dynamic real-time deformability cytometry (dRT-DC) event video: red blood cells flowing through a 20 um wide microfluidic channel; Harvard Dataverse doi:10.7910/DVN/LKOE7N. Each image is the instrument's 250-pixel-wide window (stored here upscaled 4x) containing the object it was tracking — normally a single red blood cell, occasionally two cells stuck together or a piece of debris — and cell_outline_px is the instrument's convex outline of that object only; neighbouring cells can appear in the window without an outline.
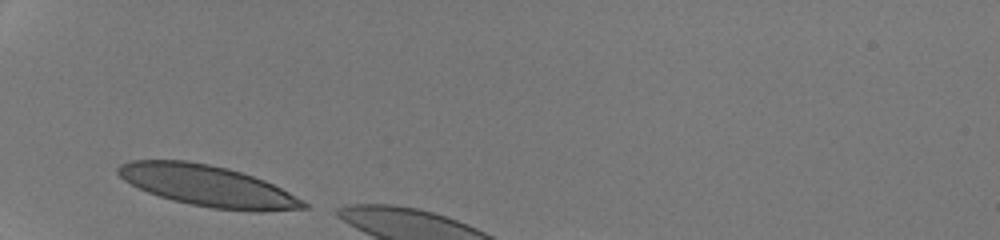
{"species": "human", "species_latin": "Homo sapiens", "temperature_condition": "room temperature", "stored_images_in_passage": 4, "camera_frame_rate_fps": 3000, "um_per_image_px": 0.085, "donor": {"sex": "male"}, "frame": {"image": 1, "passage_image": 1, "time_ms": 0.0, "image_size_px": [1000, 240], "cell_outline_px": [[308, 208], [264, 212], [256, 212], [212, 208], [172, 200], [148, 192], [124, 180], [116, 172], [116, 168], [120, 164], [132, 160], [188, 160], [228, 168], [264, 180], [304, 200], [308, 204]], "centroid_in_image_um": [17.67, 15.8], "position_along_channel_um": 67.3, "area_um2": 44.16}}